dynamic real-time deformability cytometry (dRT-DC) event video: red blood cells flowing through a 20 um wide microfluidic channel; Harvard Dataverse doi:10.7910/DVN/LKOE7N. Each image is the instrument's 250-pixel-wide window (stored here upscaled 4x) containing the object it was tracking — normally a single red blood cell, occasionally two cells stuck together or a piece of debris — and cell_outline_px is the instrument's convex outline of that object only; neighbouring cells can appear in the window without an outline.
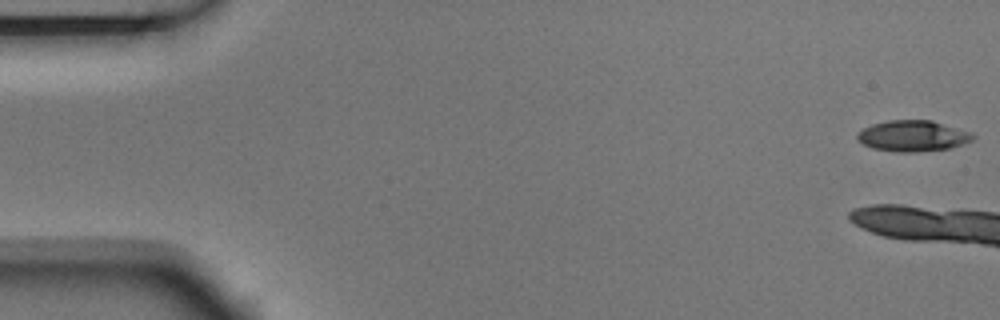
{"species": "Egyptian fruit bat (a non-hibernating species)", "species_latin": "Rousettus aegyptiacus", "temperature_condition": "room temperature", "stored_images_in_passage": 6, "camera_frame_rate_fps": 3000, "um_per_image_px": 0.085, "animal": {"sex": "male"}, "frame": {"image": 1, "passage_image": 1, "time_ms": 0.0, "image_size_px": [1000, 320], "cell_outline_px": [[976, 136], [972, 140], [964, 144], [952, 148], [916, 152], [896, 152], [872, 148], [856, 140], [856, 136], [864, 128], [872, 124], [888, 120], [932, 120], [972, 132]], "centroid_in_image_um": [77.62, 11.56], "position_along_channel_um": 7.4, "area_um2": 21.04}}
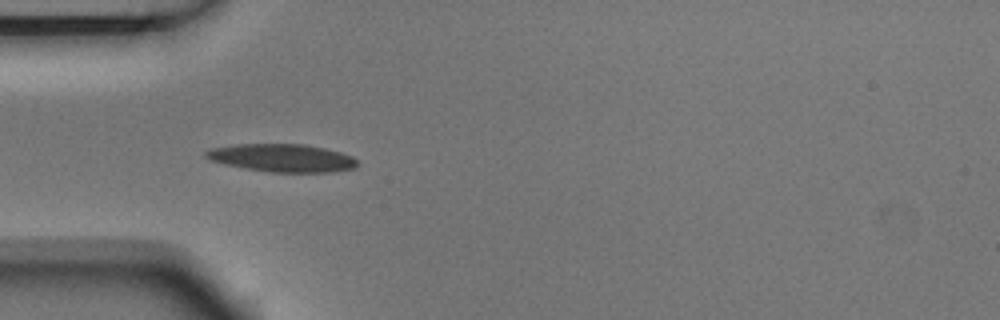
{"frame": {"image": 2, "passage_image": 5, "time_ms": 1.333, "image_size_px": [1000, 320], "cell_outline_px": [[360, 164], [356, 168], [332, 172], [272, 172], [224, 164], [208, 160], [204, 156], [204, 152], [212, 148], [236, 144], [304, 144], [324, 148], [340, 152], [352, 156]], "centroid_in_image_um": [23.99, 13.42], "position_along_channel_um": 61.0, "area_um2": 24.62}}
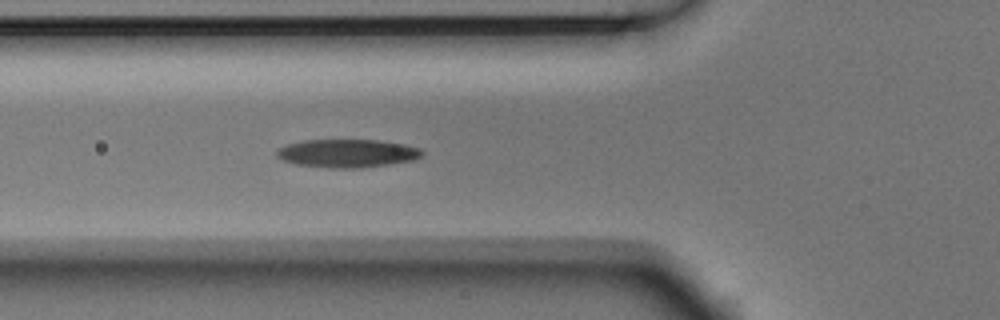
{"frame": {"image": 3, "passage_image": 6, "time_ms": 1.667, "image_size_px": [1000, 320], "cell_outline_px": [[424, 152], [420, 156], [412, 160], [388, 164], [360, 168], [328, 168], [296, 164], [284, 160], [276, 156], [276, 152], [280, 148], [288, 144], [304, 140], [380, 140], [404, 144], [420, 148]], "centroid_in_image_um": [29.52, 13.03], "position_along_channel_um": 96.3, "area_um2": 23.76}}